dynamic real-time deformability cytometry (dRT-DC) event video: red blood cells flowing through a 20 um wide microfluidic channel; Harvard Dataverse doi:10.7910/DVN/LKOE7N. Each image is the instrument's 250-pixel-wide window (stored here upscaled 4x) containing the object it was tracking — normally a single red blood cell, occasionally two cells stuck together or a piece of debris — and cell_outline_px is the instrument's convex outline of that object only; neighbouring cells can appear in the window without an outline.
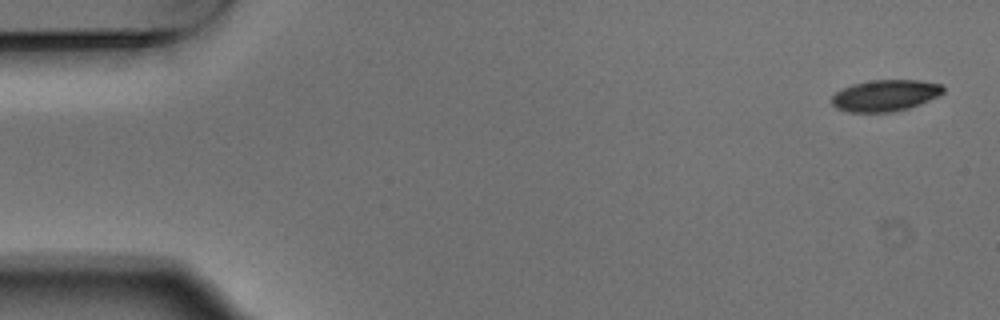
{"species": "Egyptian fruit bat (a non-hibernating species)", "species_latin": "Rousettus aegyptiacus", "temperature_condition": "warm", "stored_images_in_passage": 6, "segment_of_instrument_passage": [1, 2], "camera_frame_rate_fps": 3000, "um_per_image_px": 0.085, "animal": {"sex": "male"}, "frame": {"image": 1, "passage_image": 1, "time_ms": 0.0, "image_size_px": [1000, 320], "cell_outline_px": [[944, 92], [920, 104], [908, 108], [892, 112], [844, 112], [836, 108], [832, 104], [832, 96], [836, 92], [852, 84], [872, 80], [920, 80], [944, 84]], "centroid_in_image_um": [75.24, 8.11], "position_along_channel_um": 9.8, "area_um2": 20.46}}
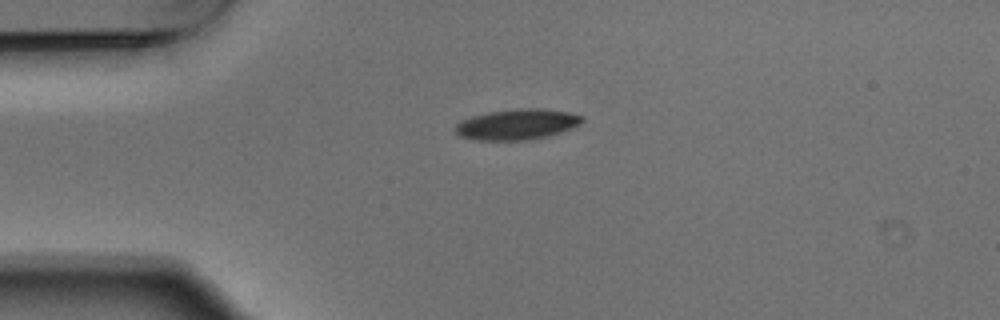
{"frame": {"image": 2, "passage_image": 4, "time_ms": 1.0, "image_size_px": [1000, 320], "cell_outline_px": [[584, 120], [580, 124], [572, 128], [548, 136], [528, 140], [476, 140], [460, 136], [452, 128], [460, 120], [472, 116], [488, 112], [516, 108], [540, 108], [568, 112], [584, 116]], "centroid_in_image_um": [43.93, 10.56], "position_along_channel_um": 41.1, "area_um2": 22.83}}